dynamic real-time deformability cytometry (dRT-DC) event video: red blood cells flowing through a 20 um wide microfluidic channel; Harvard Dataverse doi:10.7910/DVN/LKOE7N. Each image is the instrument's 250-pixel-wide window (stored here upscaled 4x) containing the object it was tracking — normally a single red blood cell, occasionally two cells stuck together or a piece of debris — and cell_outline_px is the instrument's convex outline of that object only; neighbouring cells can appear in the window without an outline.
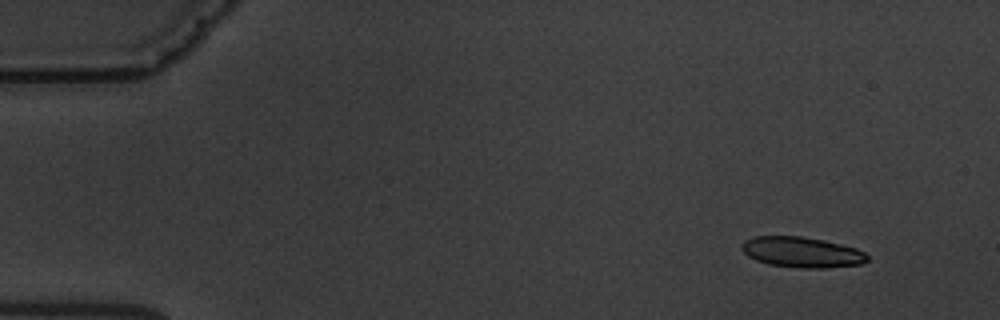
{"species": "common noctule bat (a hibernating species)", "species_latin": "Nyctalus noctula", "temperature_condition": "warm", "stored_images_in_passage": 7, "camera_frame_rate_fps": 3000, "um_per_image_px": 0.085, "animal": {"sex": "male", "body_mass_g": 19.5, "forearm_length_mm": 54.6}, "frame": {"image": 1, "passage_image": 1, "time_ms": 0.0, "image_size_px": [1000, 320], "cell_outline_px": [[868, 260], [860, 264], [828, 268], [800, 268], [768, 264], [756, 260], [748, 256], [740, 248], [740, 244], [744, 240], [756, 236], [800, 236], [824, 240], [856, 248], [864, 252], [868, 256]], "centroid_in_image_um": [68.13, 21.44], "position_along_channel_um": 16.9, "area_um2": 22.43}}
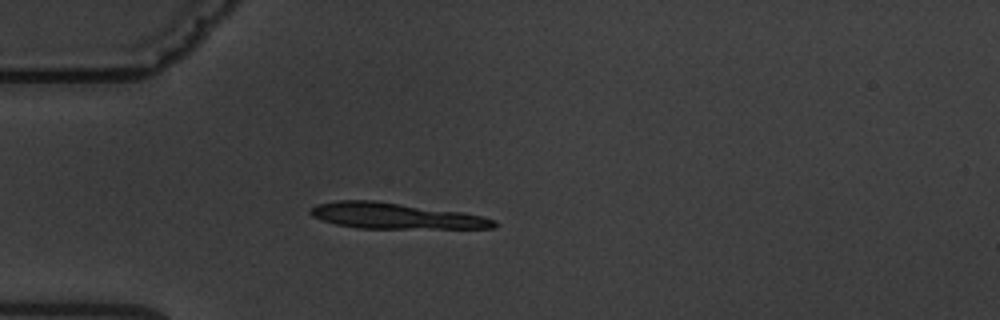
{"frame": {"image": 2, "passage_image": 4, "time_ms": 3.667, "image_size_px": [1000, 320], "cell_outline_px": [[500, 224], [496, 228], [356, 228], [336, 224], [312, 216], [308, 212], [308, 208], [316, 204], [336, 200], [376, 200], [464, 212], [484, 216], [496, 220]], "centroid_in_image_um": [33.63, 18.34], "position_along_channel_um": 51.4, "area_um2": 28.03}}